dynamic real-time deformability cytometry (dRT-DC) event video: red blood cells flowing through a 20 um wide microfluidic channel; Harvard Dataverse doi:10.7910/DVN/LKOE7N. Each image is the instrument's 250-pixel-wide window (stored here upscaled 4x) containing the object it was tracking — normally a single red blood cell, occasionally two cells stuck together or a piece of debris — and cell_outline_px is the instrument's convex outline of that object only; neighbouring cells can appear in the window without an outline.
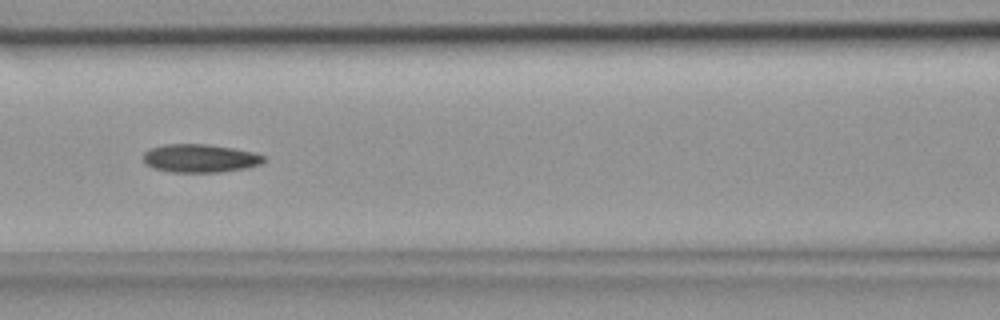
{"species": "common noctule bat (a hibernating species)", "species_latin": "Nyctalus noctula", "temperature_condition": "room temperature", "stored_images_in_passage": 30, "camera_frame_rate_fps": 3000, "um_per_image_px": 0.085, "animal": {"sex": "female", "body_mass_g": 18.4}, "frame": {"image": 1, "passage_image": 6, "time_ms": 1.667, "image_size_px": [1000, 320], "cell_outline_px": [[264, 160], [260, 164], [248, 168], [220, 172], [172, 172], [152, 168], [144, 164], [140, 156], [148, 148], [164, 144], [208, 144], [256, 152], [264, 156]], "centroid_in_image_um": [16.94, 13.45], "position_along_channel_um": 149.7, "area_um2": 20.23}}
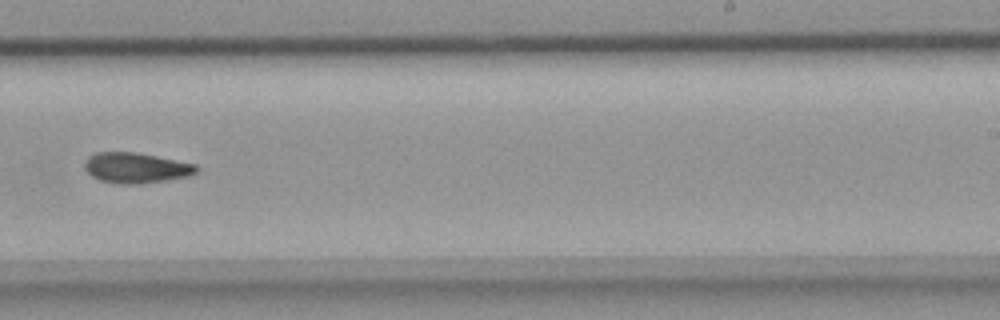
{"frame": {"image": 2, "passage_image": 14, "time_ms": 4.333, "image_size_px": [1000, 320], "cell_outline_px": [[200, 168], [196, 172], [188, 176], [168, 180], [136, 184], [120, 184], [100, 180], [92, 176], [84, 168], [84, 160], [88, 156], [96, 152], [136, 152], [196, 164]], "centroid_in_image_um": [11.55, 14.26], "position_along_channel_um": 277.5, "area_um2": 19.88}}
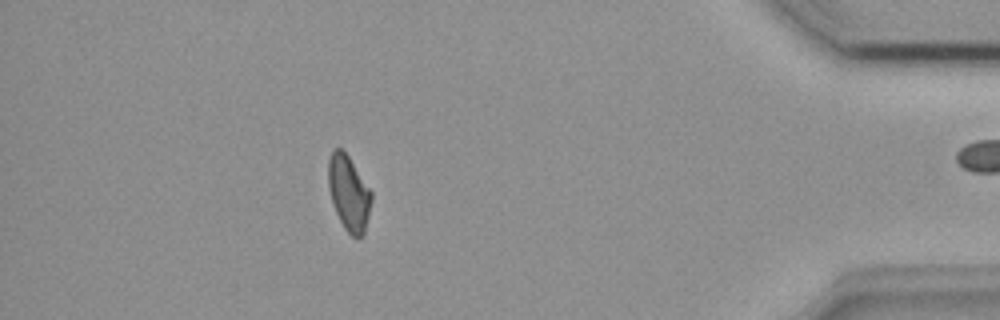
{"frame": {"image": 3, "passage_image": 25, "time_ms": 8.0, "image_size_px": [1000, 320], "cell_outline_px": [[372, 200], [364, 236], [352, 236], [344, 228], [336, 212], [328, 188], [328, 160], [332, 152], [336, 148], [340, 148], [348, 156], [372, 192]], "centroid_in_image_um": [29.65, 16.43], "position_along_channel_um": 405.5, "area_um2": 18.67}}